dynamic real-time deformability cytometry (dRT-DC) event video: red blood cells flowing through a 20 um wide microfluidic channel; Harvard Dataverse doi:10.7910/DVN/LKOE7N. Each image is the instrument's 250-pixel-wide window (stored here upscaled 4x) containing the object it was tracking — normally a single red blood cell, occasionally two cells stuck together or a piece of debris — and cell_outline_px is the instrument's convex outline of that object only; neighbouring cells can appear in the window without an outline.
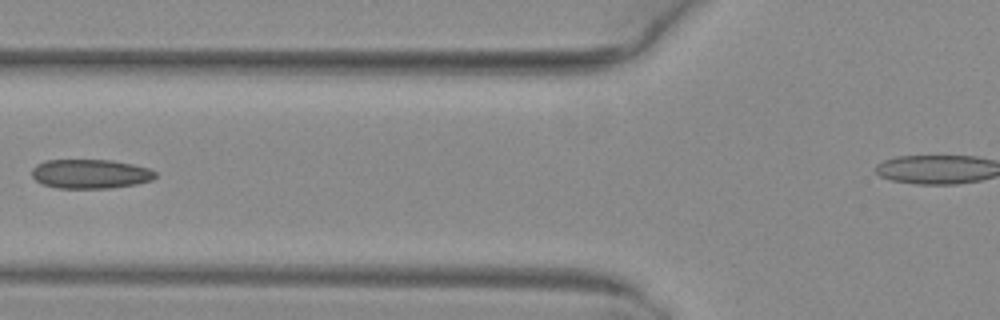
{"species": "common noctule bat (a hibernating species)", "species_latin": "Nyctalus noctula", "temperature_condition": "warm", "stored_images_in_passage": 7, "camera_frame_rate_fps": 3000, "um_per_image_px": 0.085, "animal": {"sex": "female", "body_mass_g": 29.2, "forearm_length_mm": 56.3}, "frame": {"image": 1, "passage_image": 6, "time_ms": 1.667, "image_size_px": [1000, 320], "cell_outline_px": [[156, 176], [152, 180], [136, 184], [108, 188], [56, 188], [44, 184], [36, 180], [32, 176], [32, 168], [36, 164], [44, 160], [112, 160], [132, 164], [148, 168], [156, 172]], "centroid_in_image_um": [7.67, 14.77], "position_along_channel_um": 118.1, "area_um2": 21.04}}
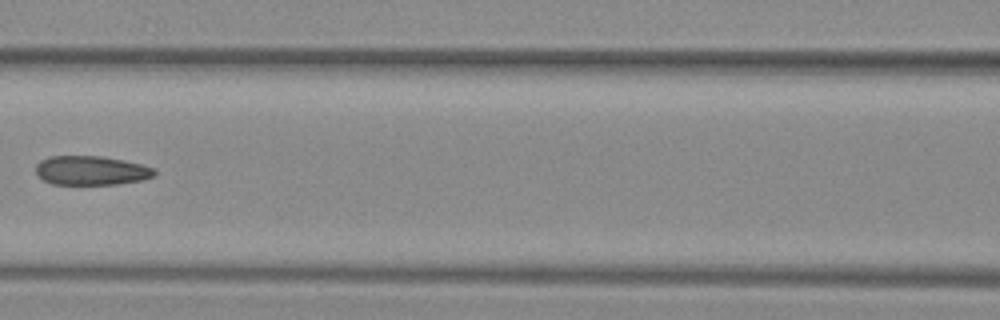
{"frame": {"image": 2, "passage_image": 7, "time_ms": 2.0, "image_size_px": [1000, 320], "cell_outline_px": [[156, 176], [144, 180], [116, 184], [52, 184], [44, 180], [36, 172], [36, 164], [40, 160], [48, 156], [100, 156], [124, 160], [140, 164], [152, 168], [156, 172]], "centroid_in_image_um": [7.76, 14.49], "position_along_channel_um": 158.8, "area_um2": 20.17}}